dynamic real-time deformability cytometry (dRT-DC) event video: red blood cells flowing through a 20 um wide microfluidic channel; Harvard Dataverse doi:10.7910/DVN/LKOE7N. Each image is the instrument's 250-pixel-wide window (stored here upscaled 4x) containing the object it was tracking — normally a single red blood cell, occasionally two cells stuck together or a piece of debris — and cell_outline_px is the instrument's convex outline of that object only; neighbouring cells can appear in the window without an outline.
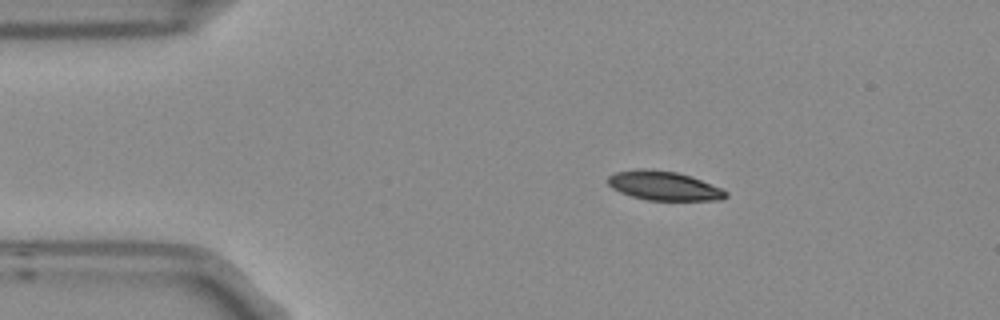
{"species": "Egyptian fruit bat (a non-hibernating species)", "species_latin": "Rousettus aegyptiacus", "temperature_condition": "room temperature", "stored_images_in_passage": 3, "camera_frame_rate_fps": 3000, "um_per_image_px": 0.085, "frame": {"image": 1, "passage_image": 1, "time_ms": 0.0, "image_size_px": [1000, 320], "cell_outline_px": [[728, 196], [724, 200], [648, 200], [632, 196], [620, 192], [612, 188], [608, 184], [608, 176], [616, 172], [636, 168], [644, 168], [676, 172], [692, 176], [720, 188], [728, 192]], "centroid_in_image_um": [56.43, 15.78], "position_along_channel_um": 28.6, "area_um2": 20.06}}